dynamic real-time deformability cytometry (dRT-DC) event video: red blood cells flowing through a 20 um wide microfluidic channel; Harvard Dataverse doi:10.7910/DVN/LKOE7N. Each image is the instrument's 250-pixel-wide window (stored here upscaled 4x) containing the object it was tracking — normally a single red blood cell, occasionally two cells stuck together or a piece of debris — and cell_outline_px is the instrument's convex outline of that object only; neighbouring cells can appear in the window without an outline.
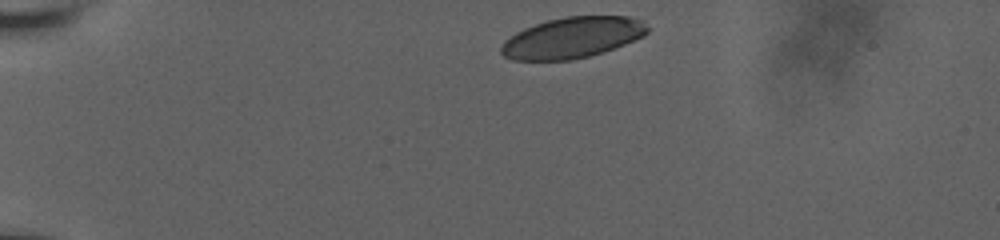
{"species": "human", "species_latin": "Homo sapiens", "temperature_condition": "room temperature", "stored_images_in_passage": 9, "camera_frame_rate_fps": 3000, "um_per_image_px": 0.085, "donor": {"sex": "male"}, "frame": {"image": 1, "passage_image": 1, "time_ms": 0.0, "image_size_px": [1000, 240], "cell_outline_px": [[652, 28], [644, 36], [624, 44], [588, 56], [572, 60], [512, 60], [504, 56], [500, 52], [500, 48], [504, 40], [516, 32], [524, 28], [548, 20], [564, 16], [628, 16], [644, 20]], "centroid_in_image_um": [48.67, 3.18], "position_along_channel_um": 36.3, "area_um2": 35.03}}
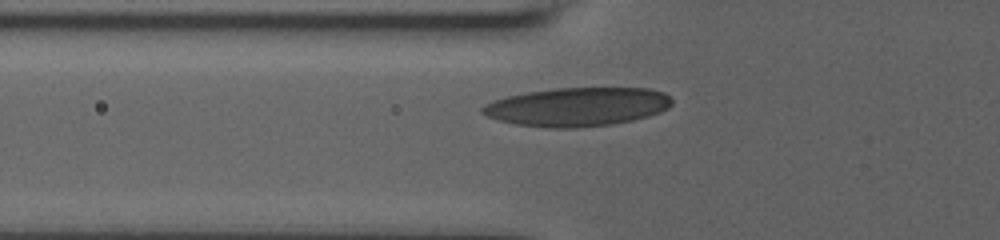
{"frame": {"image": 2, "passage_image": 7, "time_ms": 3.0, "image_size_px": [1000, 240], "cell_outline_px": [[672, 104], [668, 108], [660, 112], [648, 116], [632, 120], [612, 124], [576, 128], [548, 128], [516, 124], [500, 120], [488, 116], [480, 112], [480, 108], [484, 104], [508, 96], [528, 92], [556, 88], [648, 88], [664, 92], [672, 100]], "centroid_in_image_um": [49.09, 9.08], "position_along_channel_um": 76.7, "area_um2": 42.66}}
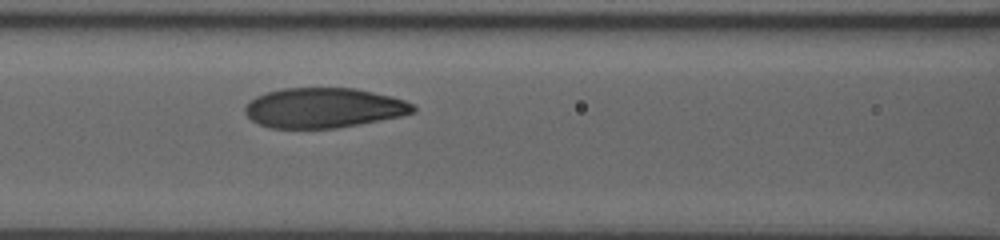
{"frame": {"image": 3, "passage_image": 9, "time_ms": 4.667, "image_size_px": [1000, 240], "cell_outline_px": [[416, 112], [400, 116], [336, 128], [272, 128], [260, 124], [252, 120], [244, 112], [244, 108], [256, 96], [280, 88], [356, 88], [392, 96], [404, 100], [412, 104], [416, 108]], "centroid_in_image_um": [27.52, 9.16], "position_along_channel_um": 139.1, "area_um2": 38.96}}